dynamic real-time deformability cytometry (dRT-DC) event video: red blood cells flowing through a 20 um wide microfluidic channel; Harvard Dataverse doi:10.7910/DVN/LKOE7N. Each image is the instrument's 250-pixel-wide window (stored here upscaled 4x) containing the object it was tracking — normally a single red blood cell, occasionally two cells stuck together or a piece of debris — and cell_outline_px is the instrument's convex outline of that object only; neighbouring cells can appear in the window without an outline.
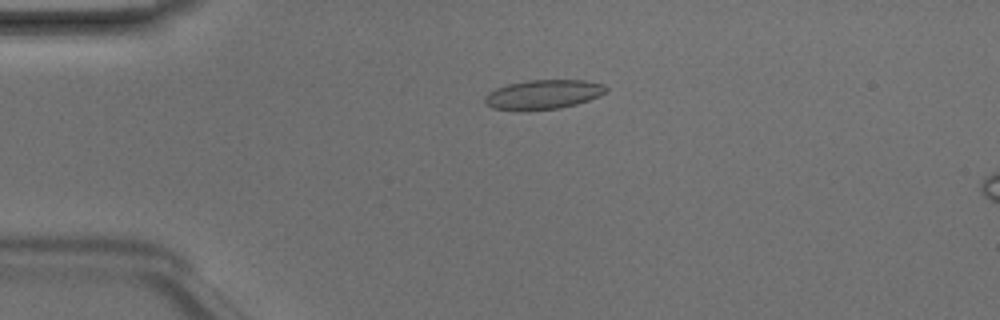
{"species": "Egyptian fruit bat (a non-hibernating species)", "species_latin": "Rousettus aegyptiacus", "temperature_condition": "room temperature", "stored_images_in_passage": 45, "camera_frame_rate_fps": 3000, "um_per_image_px": 0.085, "animal": {"sex": "male"}, "frame": {"image": 1, "passage_image": 8, "time_ms": 2.333, "image_size_px": [1000, 320], "cell_outline_px": [[608, 92], [600, 96], [576, 104], [560, 108], [528, 112], [492, 108], [484, 104], [484, 96], [488, 92], [496, 88], [508, 84], [528, 80], [584, 80], [604, 84], [608, 88]], "centroid_in_image_um": [46.16, 8.05], "position_along_channel_um": 38.8, "area_um2": 21.27}}
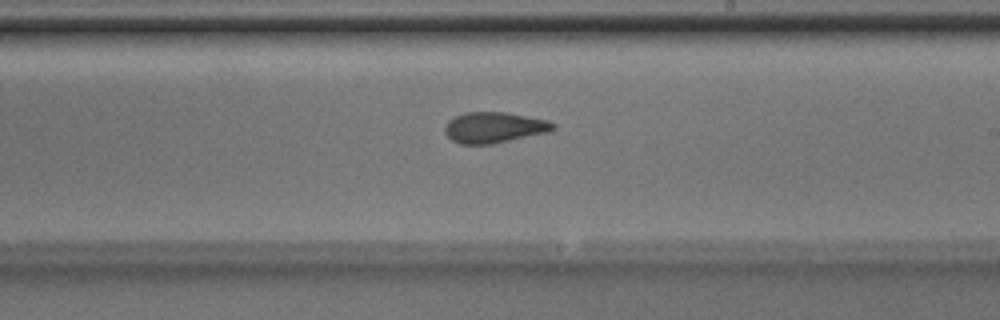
{"frame": {"image": 2, "passage_image": 25, "time_ms": 8.0, "image_size_px": [1000, 320], "cell_outline_px": [[556, 128], [552, 132], [492, 144], [460, 144], [452, 140], [444, 132], [444, 128], [448, 120], [464, 112], [504, 112], [548, 120], [556, 124]], "centroid_in_image_um": [42.03, 10.84], "position_along_channel_um": 247.0, "area_um2": 19.65}}
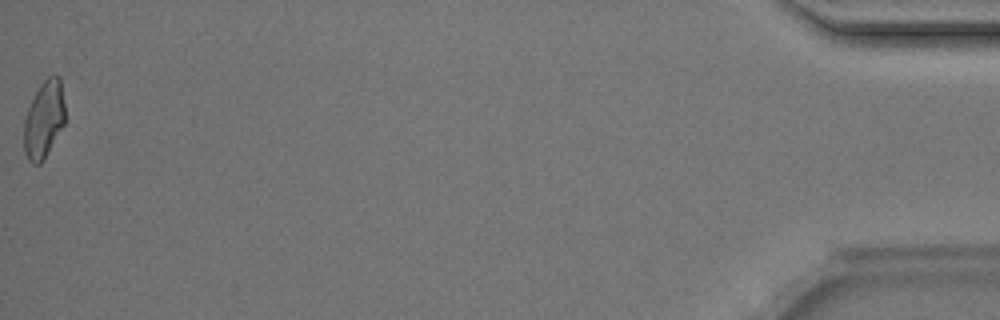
{"frame": {"image": 3, "passage_image": 45, "time_ms": 14.667, "image_size_px": [1000, 320], "cell_outline_px": [[64, 124], [44, 160], [40, 164], [32, 164], [28, 160], [24, 152], [24, 120], [28, 108], [40, 84], [48, 76], [60, 76], [64, 104]], "centroid_in_image_um": [3.73, 10.18], "position_along_channel_um": 431.5, "area_um2": 18.44}, "authors_computed_cell_mechanics": {"area_um2": 19.5364, "velocity_mm_per_s": 4.2332, "shape_relaxation_time_tau1_ms": null, "shape_relaxation_time_tau2_ms": 1.4546, "deformation_change_tau1": null, "deformation_change_tau2": 0.076}}